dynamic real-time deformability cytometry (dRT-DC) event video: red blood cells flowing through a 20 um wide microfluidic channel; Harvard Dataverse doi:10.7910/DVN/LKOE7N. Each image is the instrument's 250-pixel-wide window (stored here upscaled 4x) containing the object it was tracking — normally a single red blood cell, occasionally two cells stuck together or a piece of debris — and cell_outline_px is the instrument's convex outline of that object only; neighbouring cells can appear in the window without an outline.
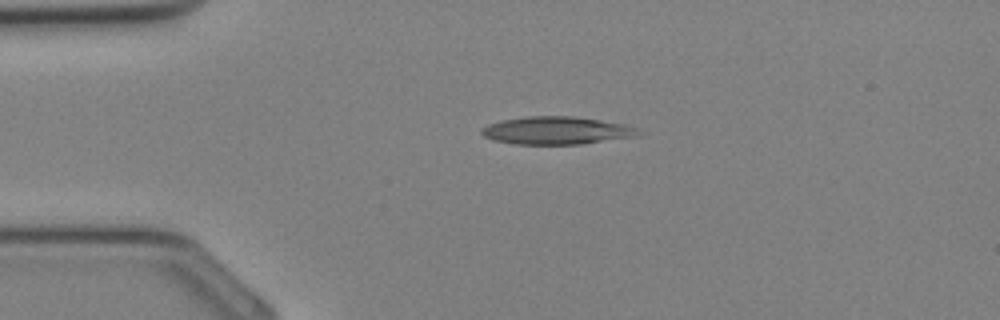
{"species": "Egyptian fruit bat (a non-hibernating species)", "species_latin": "Rousettus aegyptiacus", "temperature_condition": "cold", "stored_images_in_passage": 27, "camera_frame_rate_fps": 3000, "um_per_image_px": 0.085, "animal": {"sex": "female"}, "frame": {"image": 1, "passage_image": 1, "time_ms": 0.0, "image_size_px": [1000, 320], "cell_outline_px": [[644, 132], [640, 136], [580, 144], [516, 144], [496, 140], [484, 136], [480, 132], [480, 128], [488, 124], [504, 120], [524, 116], [576, 116], [624, 124], [640, 128]], "centroid_in_image_um": [47.38, 11.09], "position_along_channel_um": 37.6, "area_um2": 25.55}}
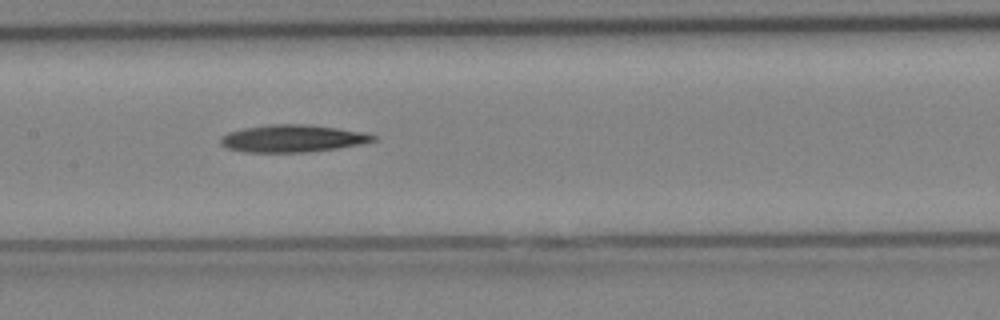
{"frame": {"image": 2, "passage_image": 10, "time_ms": 3.0, "image_size_px": [1000, 320], "cell_outline_px": [[376, 140], [360, 144], [336, 148], [308, 152], [244, 152], [228, 148], [220, 144], [220, 140], [228, 132], [244, 128], [268, 124], [304, 124], [336, 128], [364, 132], [376, 136]], "centroid_in_image_um": [24.85, 11.77], "position_along_channel_um": 182.5, "area_um2": 24.1}}
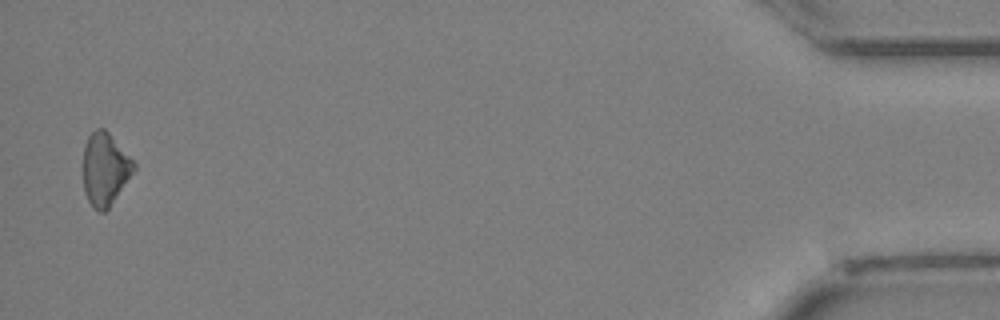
{"frame": {"image": 3, "passage_image": 27, "time_ms": 8.667, "image_size_px": [1000, 320], "cell_outline_px": [[136, 168], [108, 208], [104, 212], [100, 212], [88, 200], [84, 192], [84, 144], [88, 136], [96, 128], [104, 128], [108, 132], [136, 164]], "centroid_in_image_um": [8.92, 14.35], "position_along_channel_um": 426.3, "area_um2": 20.98}}